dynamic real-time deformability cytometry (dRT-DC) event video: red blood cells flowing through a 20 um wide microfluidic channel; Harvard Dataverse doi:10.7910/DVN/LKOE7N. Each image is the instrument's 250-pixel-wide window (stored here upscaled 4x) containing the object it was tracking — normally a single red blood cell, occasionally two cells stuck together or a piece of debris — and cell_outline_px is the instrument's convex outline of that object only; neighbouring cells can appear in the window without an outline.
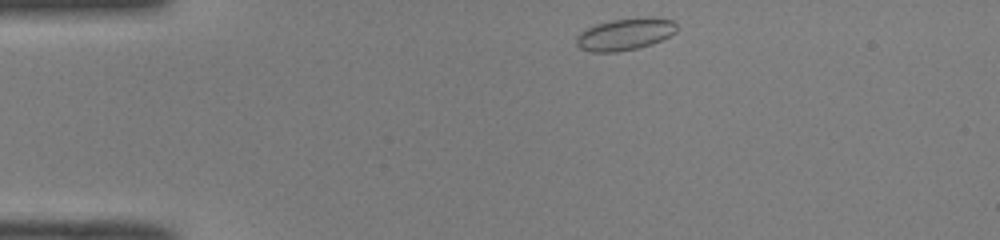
{"species": "common noctule bat (a hibernating species)", "species_latin": "Nyctalus noctula", "temperature_condition": "room temperature", "stored_images_in_passage": 41, "camera_frame_rate_fps": 3000, "um_per_image_px": 0.085, "animal": {"sex": "male", "body_mass_g": 19.0, "forearm_length_mm": 50.8}, "frame": {"image": 1, "passage_image": 1, "time_ms": 0.0, "image_size_px": [1000, 240], "cell_outline_px": [[676, 32], [652, 44], [636, 48], [616, 52], [592, 52], [580, 48], [576, 44], [576, 36], [580, 32], [596, 24], [612, 20], [648, 16], [672, 20], [676, 24]], "centroid_in_image_um": [53.12, 2.9], "position_along_channel_um": 31.9, "area_um2": 18.61}}
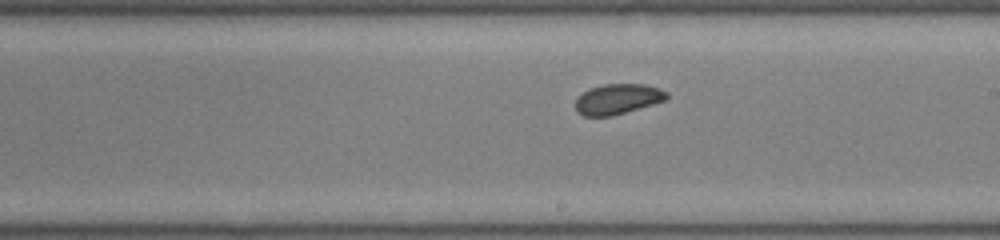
{"frame": {"image": 2, "passage_image": 20, "time_ms": 6.333, "image_size_px": [1000, 240], "cell_outline_px": [[668, 96], [664, 100], [652, 104], [612, 116], [584, 116], [576, 112], [576, 100], [588, 88], [604, 84], [644, 84], [660, 88], [668, 92]], "centroid_in_image_um": [52.49, 8.41], "position_along_channel_um": 236.5, "area_um2": 16.01}}
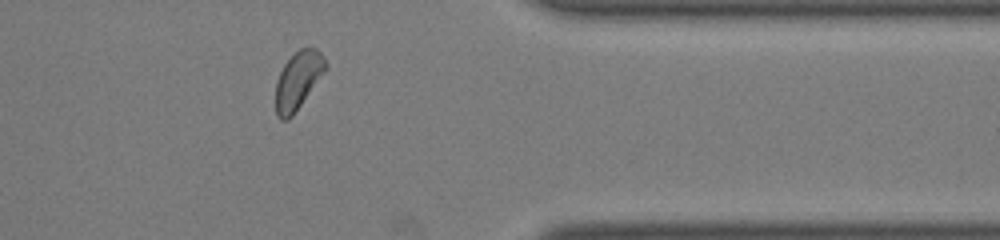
{"frame": {"image": 3, "passage_image": 32, "time_ms": 10.333, "image_size_px": [1000, 240], "cell_outline_px": [[328, 68], [292, 116], [288, 120], [280, 120], [276, 116], [276, 80], [284, 64], [300, 48], [308, 44], [316, 48], [320, 52], [328, 64]], "centroid_in_image_um": [25.35, 6.8], "position_along_channel_um": 386.0, "area_um2": 16.94}, "authors_computed_cell_mechanics": {"area_um2": 16.762, "velocity_mm_per_s": 4.0601, "shape_relaxation_time_tau1_ms": 7.7826, "shape_relaxation_time_tau2_ms": 6.4755, "deformation_change_tau1": 0.1125, "deformation_change_tau2": 0.0983}}